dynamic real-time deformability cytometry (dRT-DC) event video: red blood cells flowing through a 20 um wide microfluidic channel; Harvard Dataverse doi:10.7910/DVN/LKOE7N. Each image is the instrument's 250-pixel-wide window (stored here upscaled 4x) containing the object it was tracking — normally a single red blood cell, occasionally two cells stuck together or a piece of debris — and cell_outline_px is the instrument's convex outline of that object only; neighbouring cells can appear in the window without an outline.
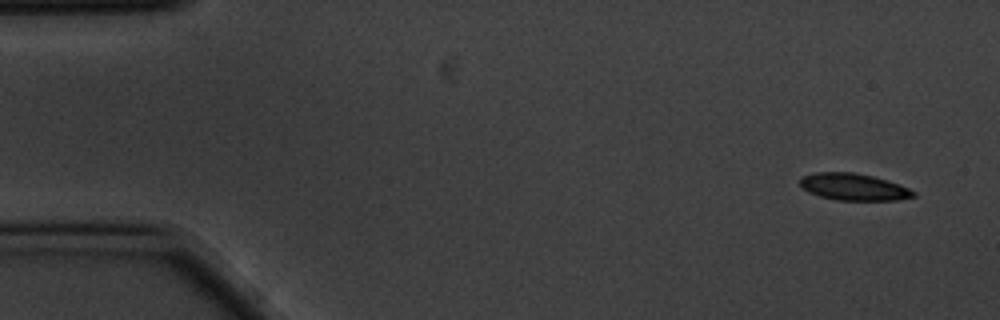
{"species": "common noctule bat (a hibernating species)", "species_latin": "Nyctalus noctula", "temperature_condition": "cold", "stored_images_in_passage": 9, "camera_frame_rate_fps": 3000, "um_per_image_px": 0.085, "animal": {"sex": "male", "body_mass_g": 20.1, "forearm_length_mm": 53.5}, "frame": {"image": 1, "passage_image": 1, "time_ms": 0.0, "image_size_px": [1000, 320], "cell_outline_px": [[916, 196], [900, 200], [836, 200], [820, 196], [808, 192], [800, 188], [800, 176], [816, 172], [852, 172], [872, 176], [908, 188], [916, 192]], "centroid_in_image_um": [72.5, 15.89], "position_along_channel_um": 12.5, "area_um2": 17.74}}
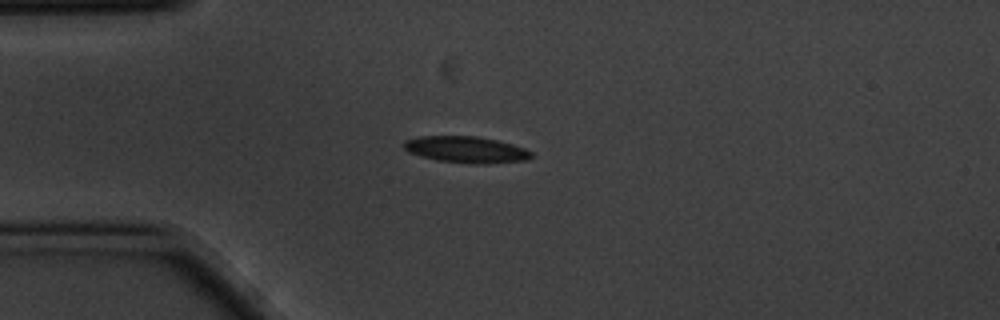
{"frame": {"image": 2, "passage_image": 4, "time_ms": 1.0, "image_size_px": [1000, 320], "cell_outline_px": [[532, 156], [528, 160], [484, 164], [476, 164], [436, 160], [420, 156], [408, 152], [404, 148], [404, 140], [420, 136], [476, 136], [496, 140], [512, 144], [524, 148], [532, 152]], "centroid_in_image_um": [39.61, 12.72], "position_along_channel_um": 45.4, "area_um2": 19.65}}
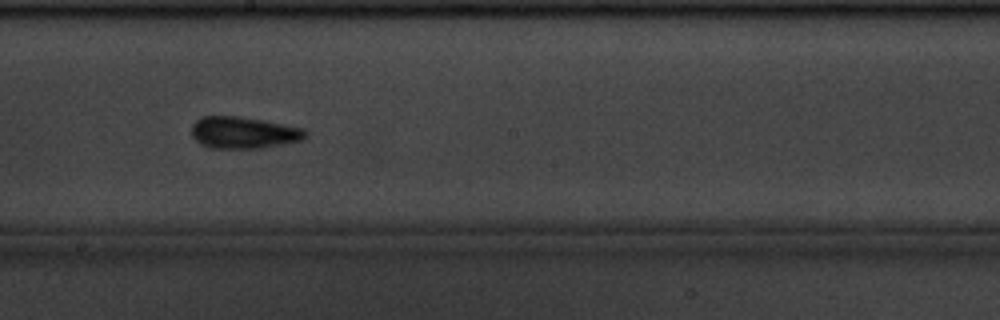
{"frame": {"image": 3, "passage_image": 9, "time_ms": 2.667, "image_size_px": [1000, 320], "cell_outline_px": [[308, 136], [304, 140], [264, 148], [212, 148], [196, 140], [192, 136], [192, 124], [196, 120], [204, 116], [236, 116], [264, 120], [304, 128], [308, 132]], "centroid_in_image_um": [20.77, 11.27], "position_along_channel_um": 227.4, "area_um2": 21.21}}